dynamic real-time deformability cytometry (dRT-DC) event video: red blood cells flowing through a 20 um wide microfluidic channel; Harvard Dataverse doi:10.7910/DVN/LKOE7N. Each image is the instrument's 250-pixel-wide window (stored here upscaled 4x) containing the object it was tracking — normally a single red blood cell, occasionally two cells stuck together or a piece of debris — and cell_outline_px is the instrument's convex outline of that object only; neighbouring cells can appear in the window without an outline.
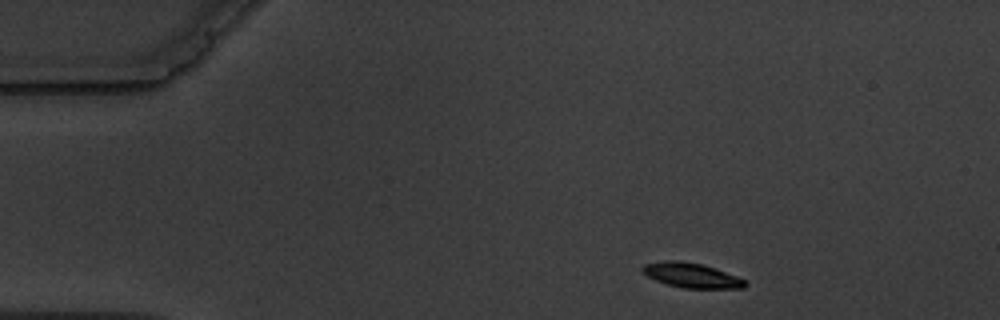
{"species": "common noctule bat (a hibernating species)", "species_latin": "Nyctalus noctula", "temperature_condition": "warm", "stored_images_in_passage": 4, "camera_frame_rate_fps": 3000, "um_per_image_px": 0.085, "animal": {"sex": "male", "body_mass_g": 19.5, "forearm_length_mm": 54.6}, "frame": {"image": 1, "passage_image": 1, "time_ms": 0.0, "image_size_px": [1000, 320], "cell_outline_px": [[748, 284], [744, 288], [684, 288], [668, 284], [656, 280], [648, 276], [640, 268], [644, 264], [664, 260], [680, 260], [704, 264], [736, 276], [744, 280]], "centroid_in_image_um": [58.77, 23.39], "position_along_channel_um": 26.2, "area_um2": 14.74}}